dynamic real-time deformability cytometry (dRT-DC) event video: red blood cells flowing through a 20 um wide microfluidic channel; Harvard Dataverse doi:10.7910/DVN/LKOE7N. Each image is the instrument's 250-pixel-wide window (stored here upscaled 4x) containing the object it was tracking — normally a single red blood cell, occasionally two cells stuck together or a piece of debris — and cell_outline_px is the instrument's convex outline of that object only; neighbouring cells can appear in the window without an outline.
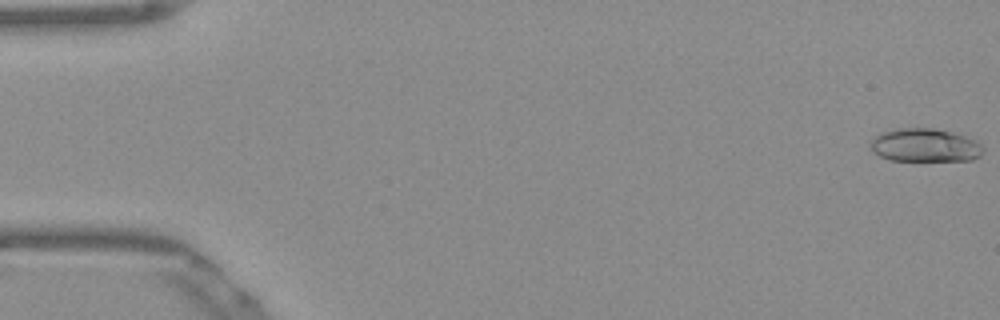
{"species": "Egyptian fruit bat (a non-hibernating species)", "species_latin": "Rousettus aegyptiacus", "temperature_condition": "warm", "stored_images_in_passage": 54, "segment_of_instrument_passage": [1, 2], "camera_frame_rate_fps": 3000, "um_per_image_px": 0.085, "frame": {"image": 1, "passage_image": 1, "time_ms": 0.0, "image_size_px": [1000, 320], "cell_outline_px": [[984, 152], [980, 156], [972, 160], [892, 160], [880, 156], [872, 152], [868, 148], [868, 140], [880, 132], [900, 128], [932, 128], [960, 132], [980, 140], [984, 148]], "centroid_in_image_um": [78.65, 12.32], "position_along_channel_um": 6.3, "area_um2": 22.72}}
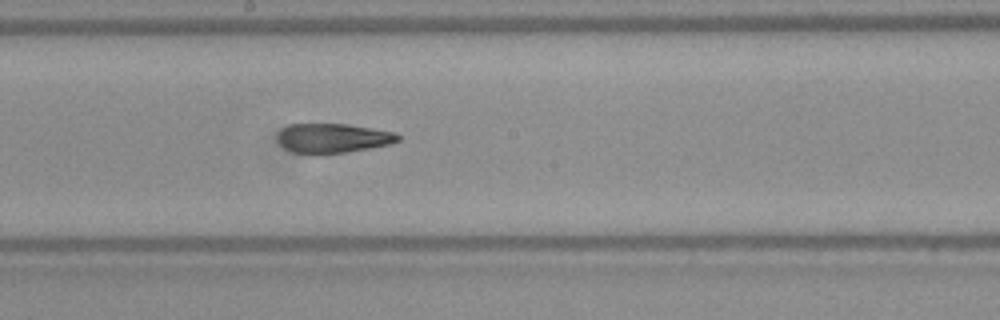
{"frame": {"image": 2, "passage_image": 29, "time_ms": 9.333, "image_size_px": [1000, 320], "cell_outline_px": [[400, 140], [388, 144], [348, 152], [320, 156], [312, 156], [292, 152], [284, 148], [280, 144], [276, 136], [284, 128], [292, 124], [348, 124], [392, 132], [400, 136]], "centroid_in_image_um": [28.23, 11.78], "position_along_channel_um": 220.0, "area_um2": 20.92}}
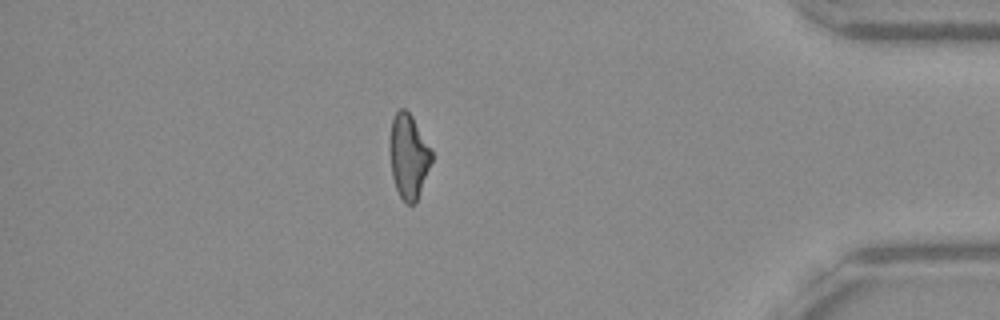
{"frame": {"image": 3, "passage_image": 46, "time_ms": 15.0, "image_size_px": [1000, 320], "cell_outline_px": [[432, 160], [416, 200], [412, 204], [404, 204], [396, 188], [392, 176], [388, 148], [392, 120], [396, 112], [400, 108], [404, 108], [412, 116], [432, 148]], "centroid_in_image_um": [34.71, 13.25], "position_along_channel_um": 400.5, "area_um2": 20.63}}